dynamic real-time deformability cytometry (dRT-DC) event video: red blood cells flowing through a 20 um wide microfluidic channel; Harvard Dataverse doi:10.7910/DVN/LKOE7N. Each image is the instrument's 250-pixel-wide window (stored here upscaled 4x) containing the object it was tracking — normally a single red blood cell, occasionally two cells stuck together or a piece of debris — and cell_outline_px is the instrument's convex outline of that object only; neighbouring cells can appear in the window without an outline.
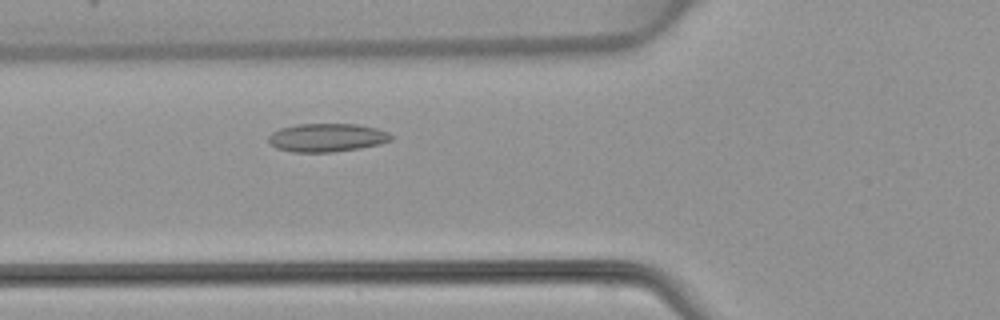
{"species": "common noctule bat (a hibernating species)", "species_latin": "Nyctalus noctula", "temperature_condition": "warm", "stored_images_in_passage": 43, "camera_frame_rate_fps": 3000, "um_per_image_px": 0.085, "animal": {"sex": "female", "body_mass_g": 22.7, "forearm_length_mm": 54.2}, "frame": {"image": 1, "passage_image": 12, "time_ms": 3.667, "image_size_px": [1000, 320], "cell_outline_px": [[392, 140], [380, 144], [360, 148], [332, 152], [292, 152], [276, 148], [268, 140], [268, 136], [272, 132], [280, 128], [296, 124], [356, 124], [376, 128], [388, 132], [392, 136]], "centroid_in_image_um": [27.78, 11.69], "position_along_channel_um": 98.0, "area_um2": 20.29}}
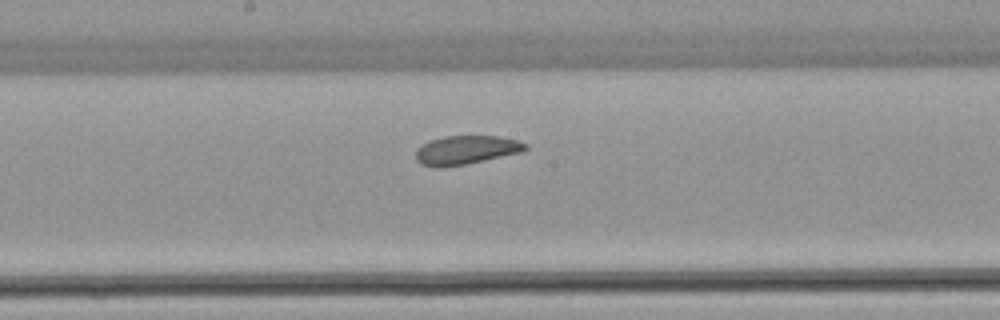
{"frame": {"image": 2, "passage_image": 20, "time_ms": 6.333, "image_size_px": [1000, 320], "cell_outline_px": [[528, 148], [524, 152], [464, 164], [440, 168], [436, 168], [420, 164], [416, 160], [416, 148], [428, 140], [444, 136], [496, 136], [520, 140], [528, 144]], "centroid_in_image_um": [39.61, 12.75], "position_along_channel_um": 208.6, "area_um2": 18.67}}
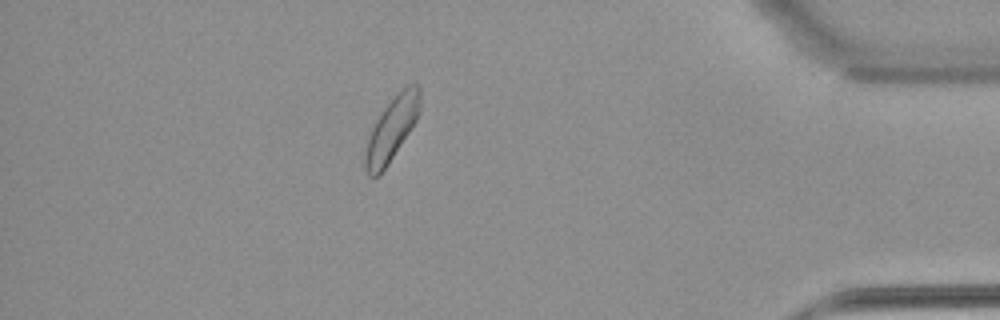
{"frame": {"image": 3, "passage_image": 37, "time_ms": 12.0, "image_size_px": [1000, 320], "cell_outline_px": [[420, 108], [416, 120], [388, 164], [380, 176], [368, 176], [364, 168], [364, 156], [368, 140], [372, 128], [376, 120], [384, 108], [408, 84], [416, 84], [420, 88]], "centroid_in_image_um": [33.28, 11.01], "position_along_channel_um": 401.9, "area_um2": 19.77}}